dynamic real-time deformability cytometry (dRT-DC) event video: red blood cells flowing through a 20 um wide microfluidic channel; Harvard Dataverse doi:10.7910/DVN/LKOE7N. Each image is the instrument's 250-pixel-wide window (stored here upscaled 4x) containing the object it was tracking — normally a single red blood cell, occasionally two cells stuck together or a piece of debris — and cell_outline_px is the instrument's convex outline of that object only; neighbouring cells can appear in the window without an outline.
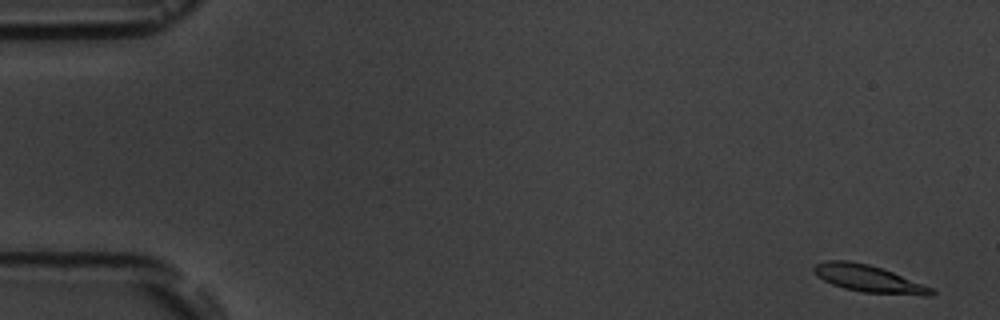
{"species": "common noctule bat (a hibernating species)", "species_latin": "Nyctalus noctula", "temperature_condition": "room temperature", "stored_images_in_passage": 5, "camera_frame_rate_fps": 3000, "um_per_image_px": 0.085, "animal": {"sex": "male", "body_mass_g": 19.5, "forearm_length_mm": 54.6}, "frame": {"image": 1, "passage_image": 1, "time_ms": 0.0, "image_size_px": [1000, 320], "cell_outline_px": [[936, 292], [932, 296], [924, 296], [864, 292], [844, 288], [832, 284], [816, 276], [812, 272], [812, 268], [816, 264], [828, 260], [848, 260], [868, 264], [892, 272], [932, 288]], "centroid_in_image_um": [73.81, 23.69], "position_along_channel_um": 11.2, "area_um2": 18.44}}
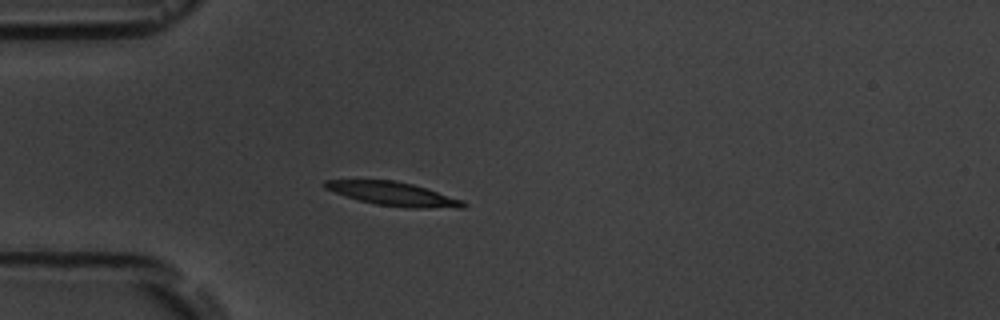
{"frame": {"image": 2, "passage_image": 5, "time_ms": 4.667, "image_size_px": [1000, 320], "cell_outline_px": [[468, 204], [464, 208], [404, 208], [376, 204], [360, 200], [324, 188], [324, 180], [396, 180], [412, 184], [464, 200]], "centroid_in_image_um": [33.5, 16.49], "position_along_channel_um": 51.5, "area_um2": 18.96}}